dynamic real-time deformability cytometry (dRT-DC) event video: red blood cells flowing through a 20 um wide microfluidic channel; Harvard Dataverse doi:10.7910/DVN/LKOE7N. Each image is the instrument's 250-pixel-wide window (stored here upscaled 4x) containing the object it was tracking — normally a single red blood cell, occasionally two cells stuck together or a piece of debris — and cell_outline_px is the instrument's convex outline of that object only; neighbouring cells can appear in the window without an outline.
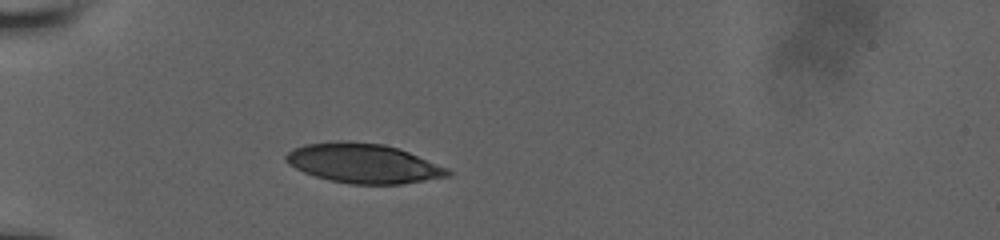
{"species": "human", "species_latin": "Homo sapiens", "temperature_condition": "room temperature", "stored_images_in_passage": 9, "camera_frame_rate_fps": 3000, "um_per_image_px": 0.085, "donor": {"sex": "male"}, "frame": {"image": 1, "passage_image": 3, "time_ms": 2.333, "image_size_px": [1000, 240], "cell_outline_px": [[452, 176], [400, 184], [352, 184], [332, 180], [316, 176], [304, 172], [288, 164], [284, 160], [284, 156], [292, 148], [304, 144], [336, 140], [348, 140], [384, 144], [408, 152], [448, 168], [452, 172]], "centroid_in_image_um": [30.86, 13.87], "position_along_channel_um": 54.1, "area_um2": 37.34}}
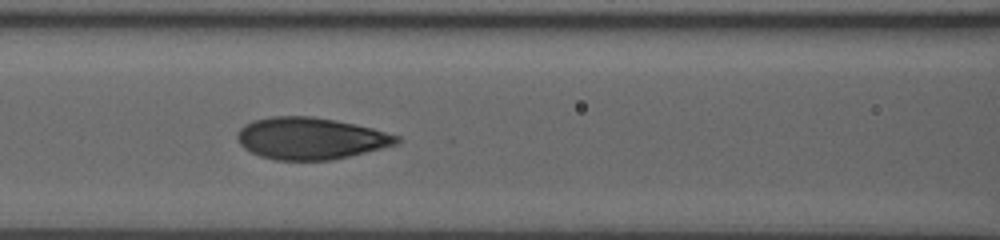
{"frame": {"image": 2, "passage_image": 7, "time_ms": 5.0, "image_size_px": [1000, 240], "cell_outline_px": [[404, 140], [396, 144], [332, 160], [276, 160], [260, 156], [244, 148], [236, 140], [236, 132], [244, 124], [252, 120], [272, 116], [312, 116], [336, 120], [356, 124], [372, 128], [400, 136]], "centroid_in_image_um": [26.37, 11.75], "position_along_channel_um": 140.2, "area_um2": 39.02}}
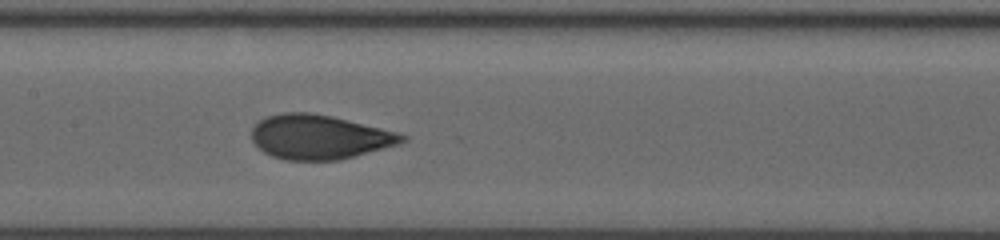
{"frame": {"image": 3, "passage_image": 8, "time_ms": 6.0, "image_size_px": [1000, 240], "cell_outline_px": [[408, 140], [400, 144], [340, 160], [284, 160], [272, 156], [264, 152], [252, 140], [252, 128], [260, 120], [268, 116], [280, 112], [312, 112], [332, 116], [400, 132], [408, 136]], "centroid_in_image_um": [27.19, 11.64], "position_along_channel_um": 180.2, "area_um2": 39.19}}